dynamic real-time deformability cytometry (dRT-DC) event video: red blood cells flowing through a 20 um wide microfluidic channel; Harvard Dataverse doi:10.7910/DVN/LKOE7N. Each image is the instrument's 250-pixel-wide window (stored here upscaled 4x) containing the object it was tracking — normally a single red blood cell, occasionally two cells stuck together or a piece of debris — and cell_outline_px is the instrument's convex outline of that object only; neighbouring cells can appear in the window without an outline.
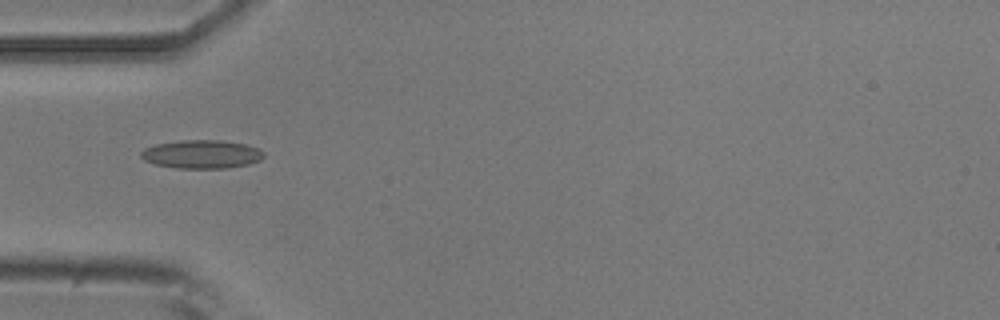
{"species": "common noctule bat (a hibernating species)", "species_latin": "Nyctalus noctula", "temperature_condition": "room temperature", "stored_images_in_passage": 5, "camera_frame_rate_fps": 3000, "um_per_image_px": 0.085, "animal": {"sex": "male", "body_mass_g": 20.5, "forearm_length_mm": 52.5}, "frame": {"image": 1, "passage_image": 3, "time_ms": 2.667, "image_size_px": [1000, 320], "cell_outline_px": [[264, 156], [260, 160], [248, 164], [228, 168], [176, 168], [156, 164], [144, 160], [140, 156], [140, 152], [144, 148], [156, 144], [180, 140], [220, 140], [244, 144], [256, 148], [264, 152]], "centroid_in_image_um": [17.12, 13.11], "position_along_channel_um": 67.9, "area_um2": 20.29}}
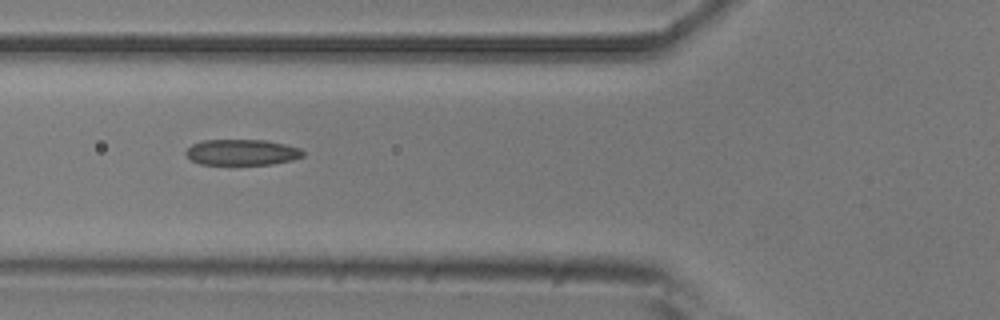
{"frame": {"image": 2, "passage_image": 4, "time_ms": 3.667, "image_size_px": [1000, 320], "cell_outline_px": [[304, 156], [292, 160], [272, 164], [200, 164], [192, 160], [184, 152], [192, 144], [204, 140], [264, 140], [284, 144], [300, 148], [304, 152]], "centroid_in_image_um": [20.57, 12.94], "position_along_channel_um": 105.2, "area_um2": 17.51}}
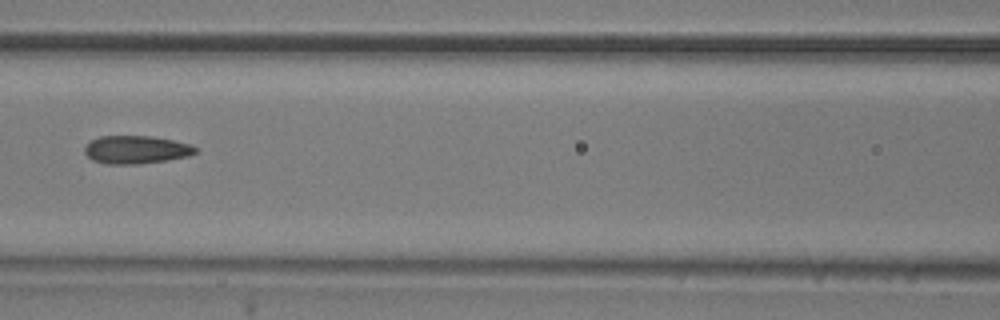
{"frame": {"image": 3, "passage_image": 5, "time_ms": 5.0, "image_size_px": [1000, 320], "cell_outline_px": [[196, 152], [188, 156], [164, 160], [136, 164], [108, 164], [92, 160], [84, 152], [84, 148], [92, 140], [100, 136], [152, 136], [192, 144], [196, 148]], "centroid_in_image_um": [11.56, 12.71], "position_along_channel_um": 155.0, "area_um2": 17.92}}